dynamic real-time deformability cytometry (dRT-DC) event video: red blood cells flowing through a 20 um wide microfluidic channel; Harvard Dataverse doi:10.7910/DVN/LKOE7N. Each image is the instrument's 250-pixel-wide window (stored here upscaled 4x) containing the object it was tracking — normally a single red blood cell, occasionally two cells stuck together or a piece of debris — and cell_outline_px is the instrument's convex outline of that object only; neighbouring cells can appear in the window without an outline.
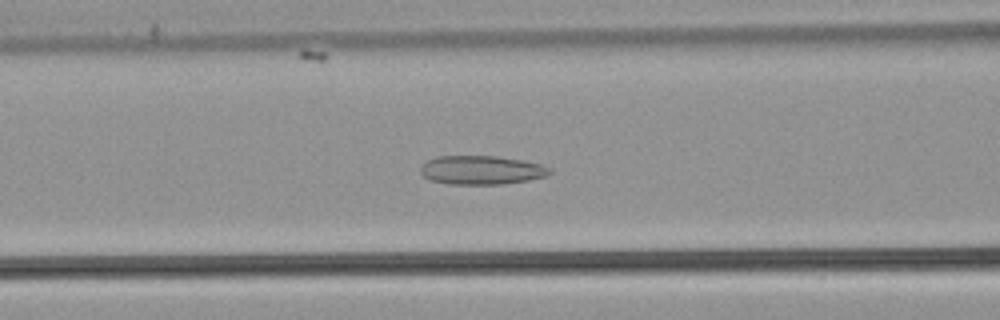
{"species": "common noctule bat (a hibernating species)", "species_latin": "Nyctalus noctula", "temperature_condition": "warm", "stored_images_in_passage": 40, "camera_frame_rate_fps": 3000, "um_per_image_px": 0.085, "animal": {"sex": "male", "body_mass_g": 21.5, "forearm_length_mm": 52.0}, "frame": {"image": 1, "passage_image": 9, "time_ms": 2.667, "image_size_px": [1000, 320], "cell_outline_px": [[552, 172], [544, 176], [528, 180], [504, 184], [448, 184], [432, 180], [424, 176], [420, 172], [420, 168], [428, 160], [436, 156], [496, 156], [524, 160], [540, 164], [552, 168]], "centroid_in_image_um": [40.94, 14.45], "position_along_channel_um": 125.7, "area_um2": 21.68}}
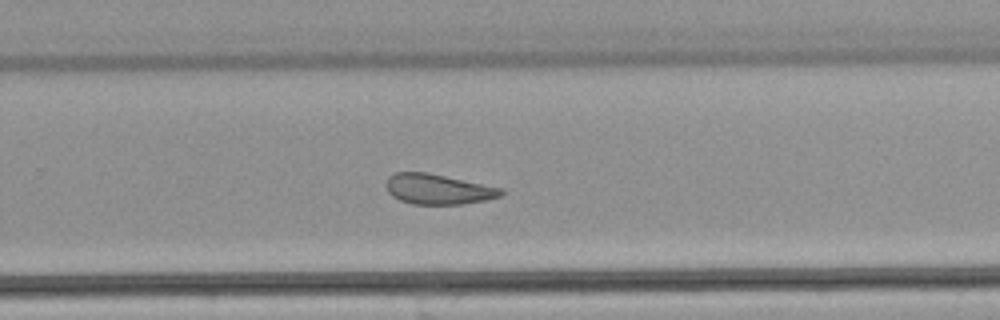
{"frame": {"image": 2, "passage_image": 22, "time_ms": 7.0, "image_size_px": [1000, 320], "cell_outline_px": [[504, 192], [500, 196], [488, 200], [460, 204], [412, 204], [400, 200], [392, 196], [388, 192], [384, 184], [388, 176], [396, 172], [428, 172], [504, 188]], "centroid_in_image_um": [37.23, 16.07], "position_along_channel_um": 292.6, "area_um2": 20.52}}
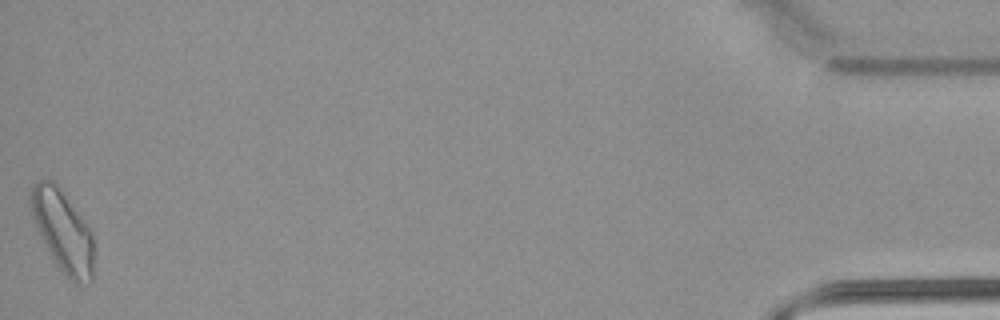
{"frame": {"image": 3, "passage_image": 40, "time_ms": 13.0, "image_size_px": [1000, 320], "cell_outline_px": [[92, 280], [76, 284], [56, 264], [40, 236], [36, 228], [28, 200], [32, 188], [40, 180], [52, 180], [56, 184], [92, 232]], "centroid_in_image_um": [5.3, 19.62], "position_along_channel_um": 429.9, "area_um2": 28.96}, "authors_computed_cell_mechanics": {"area_um2": 21.7039, "velocity_mm_per_s": 3.855, "shape_relaxation_time_tau1_ms": null, "shape_relaxation_time_tau2_ms": 2.9082, "deformation_change_tau1": null, "deformation_change_tau2": 0.1066}}